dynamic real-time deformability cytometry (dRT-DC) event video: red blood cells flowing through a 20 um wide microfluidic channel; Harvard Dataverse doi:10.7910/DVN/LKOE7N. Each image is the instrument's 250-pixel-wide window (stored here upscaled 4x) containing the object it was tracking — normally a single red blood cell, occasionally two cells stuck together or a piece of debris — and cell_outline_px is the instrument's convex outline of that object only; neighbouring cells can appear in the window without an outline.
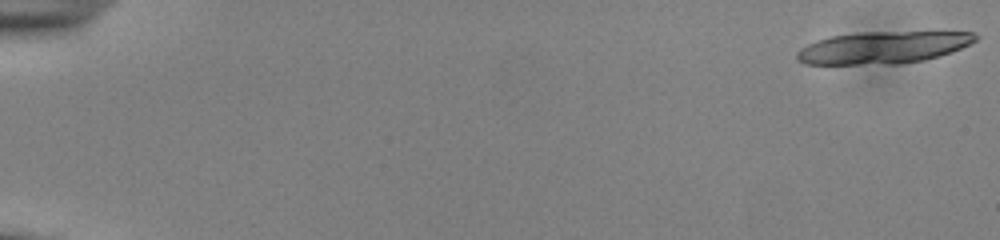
{"species": "common noctule bat (a hibernating species)", "species_latin": "Nyctalus noctula", "temperature_condition": "cold", "stored_images_in_passage": 21, "camera_frame_rate_fps": 3000, "um_per_image_px": 0.085, "animal": {"sex": "male", "body_mass_g": 13.0, "forearm_length_mm": 53.1}, "frame": {"image": 1, "passage_image": 1, "time_ms": 0.0, "image_size_px": [1000, 240], "cell_outline_px": [[980, 36], [976, 40], [960, 48], [940, 56], [924, 60], [900, 64], [804, 64], [796, 60], [796, 52], [800, 48], [816, 40], [832, 36], [856, 32], [972, 32]], "centroid_in_image_um": [75.01, 4.04], "position_along_channel_um": 10.0, "area_um2": 33.52}}